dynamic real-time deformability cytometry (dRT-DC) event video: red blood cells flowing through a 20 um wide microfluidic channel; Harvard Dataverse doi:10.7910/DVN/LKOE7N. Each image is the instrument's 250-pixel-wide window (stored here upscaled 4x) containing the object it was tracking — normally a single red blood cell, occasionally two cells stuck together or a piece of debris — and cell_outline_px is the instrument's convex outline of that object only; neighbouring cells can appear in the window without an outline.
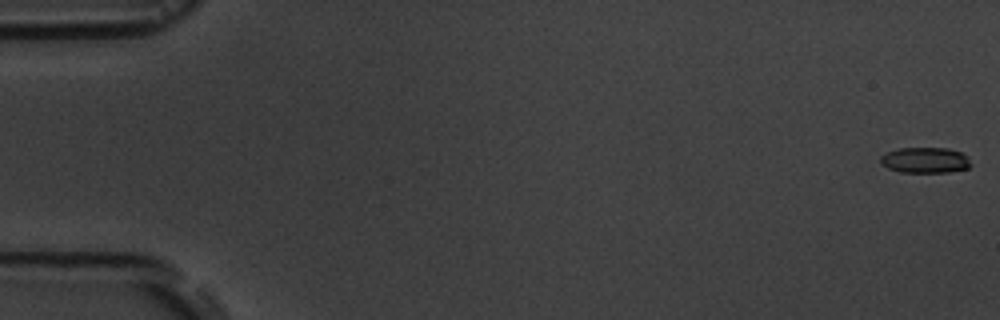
{"species": "common noctule bat (a hibernating species)", "species_latin": "Nyctalus noctula", "temperature_condition": "room temperature", "stored_images_in_passage": 7, "camera_frame_rate_fps": 3000, "um_per_image_px": 0.085, "animal": {"sex": "male", "body_mass_g": 19.5, "forearm_length_mm": 54.6}, "frame": {"image": 1, "passage_image": 1, "time_ms": 0.0, "image_size_px": [1000, 320], "cell_outline_px": [[972, 164], [968, 168], [948, 172], [900, 172], [888, 168], [880, 164], [880, 156], [888, 152], [900, 148], [948, 148], [960, 152], [968, 156]], "centroid_in_image_um": [78.64, 13.61], "position_along_channel_um": 6.4, "area_um2": 13.58}}
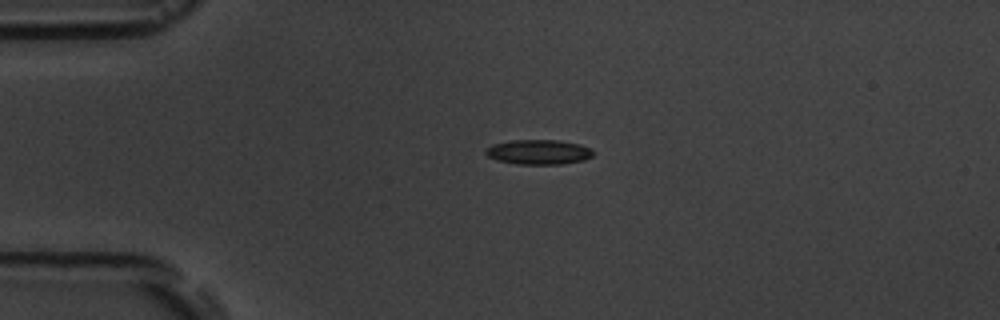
{"frame": {"image": 2, "passage_image": 5, "time_ms": 4.333, "image_size_px": [1000, 320], "cell_outline_px": [[596, 152], [592, 156], [584, 160], [560, 164], [516, 164], [500, 160], [488, 156], [484, 152], [484, 148], [492, 144], [512, 140], [560, 140], [580, 144], [592, 148]], "centroid_in_image_um": [45.81, 12.91], "position_along_channel_um": 39.2, "area_um2": 15.66}}
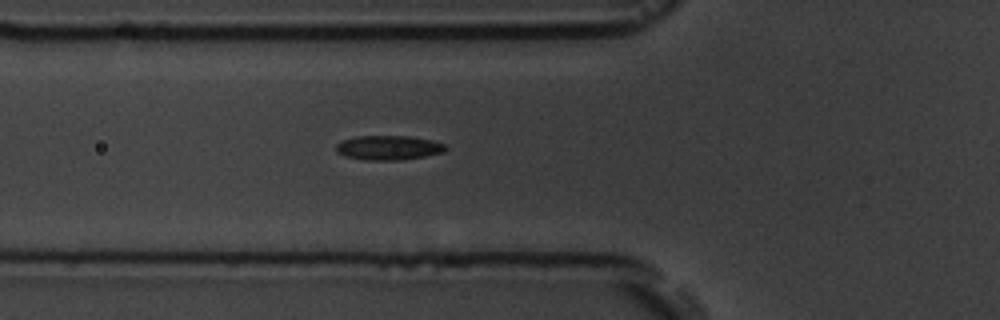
{"frame": {"image": 3, "passage_image": 7, "time_ms": 6.667, "image_size_px": [1000, 320], "cell_outline_px": [[448, 148], [444, 152], [424, 156], [400, 160], [368, 160], [344, 156], [336, 152], [336, 144], [340, 140], [356, 136], [408, 136], [432, 140], [444, 144]], "centroid_in_image_um": [32.99, 12.55], "position_along_channel_um": 92.8, "area_um2": 15.66}}